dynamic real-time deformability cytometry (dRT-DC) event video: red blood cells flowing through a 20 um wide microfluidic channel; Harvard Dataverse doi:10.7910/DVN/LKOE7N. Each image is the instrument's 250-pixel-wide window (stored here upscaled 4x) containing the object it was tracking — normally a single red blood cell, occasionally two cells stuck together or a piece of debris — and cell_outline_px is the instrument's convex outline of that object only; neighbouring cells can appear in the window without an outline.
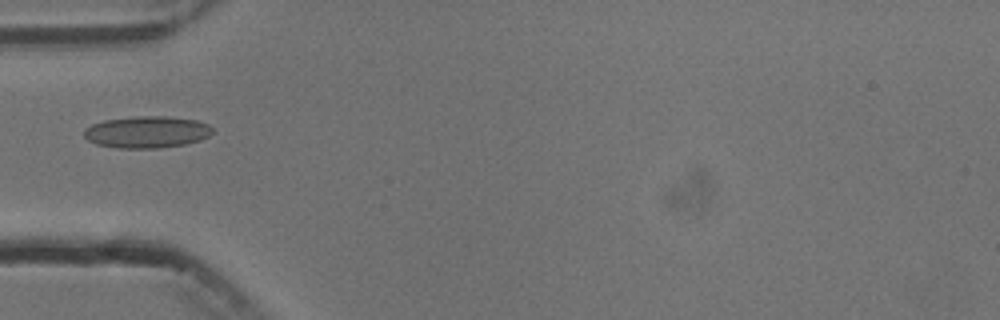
{"species": "common noctule bat (a hibernating species)", "species_latin": "Nyctalus noctula", "temperature_condition": "cold", "stored_images_in_passage": 6, "camera_frame_rate_fps": 3000, "um_per_image_px": 0.085, "animal": {"sex": "male", "body_mass_g": 13.3}, "frame": {"image": 1, "passage_image": 6, "time_ms": 5.667, "image_size_px": [1000, 320], "cell_outline_px": [[212, 132], [208, 136], [200, 140], [184, 144], [160, 148], [116, 148], [96, 144], [88, 140], [84, 136], [84, 128], [92, 124], [104, 120], [136, 116], [168, 116], [196, 120], [208, 124], [212, 128]], "centroid_in_image_um": [12.46, 11.22], "position_along_channel_um": 72.5, "area_um2": 23.87}}